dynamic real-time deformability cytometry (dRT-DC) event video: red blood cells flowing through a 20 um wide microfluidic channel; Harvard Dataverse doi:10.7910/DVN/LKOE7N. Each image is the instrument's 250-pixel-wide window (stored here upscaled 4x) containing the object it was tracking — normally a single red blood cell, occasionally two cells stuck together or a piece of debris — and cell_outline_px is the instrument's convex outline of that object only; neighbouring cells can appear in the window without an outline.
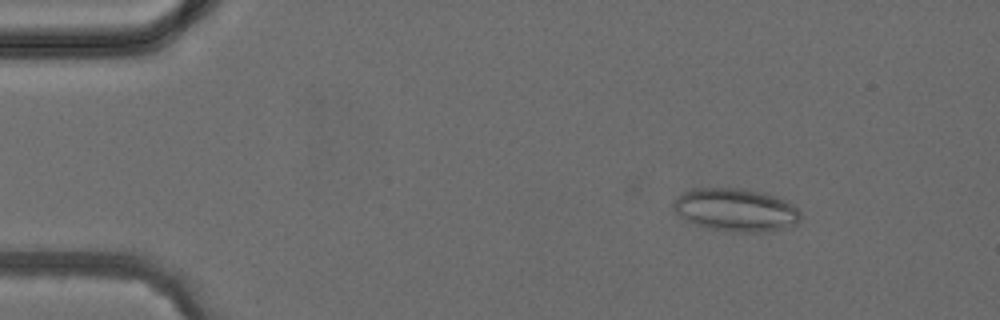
{"species": "common noctule bat (a hibernating species)", "species_latin": "Nyctalus noctula", "temperature_condition": "cold", "stored_images_in_passage": 3, "camera_frame_rate_fps": 3000, "um_per_image_px": 0.085, "animal": {"sex": "female", "body_mass_g": 24.6, "forearm_length_mm": 56.2}, "frame": {"image": 1, "passage_image": 2, "time_ms": 1.333, "image_size_px": [1000, 320], "cell_outline_px": [[800, 220], [796, 224], [768, 232], [724, 232], [708, 228], [696, 224], [676, 212], [672, 208], [672, 204], [684, 192], [692, 188], [740, 188], [764, 192], [776, 196], [784, 200], [796, 208], [800, 212]], "centroid_in_image_um": [62.56, 17.84], "position_along_channel_um": 22.4, "area_um2": 31.73}}